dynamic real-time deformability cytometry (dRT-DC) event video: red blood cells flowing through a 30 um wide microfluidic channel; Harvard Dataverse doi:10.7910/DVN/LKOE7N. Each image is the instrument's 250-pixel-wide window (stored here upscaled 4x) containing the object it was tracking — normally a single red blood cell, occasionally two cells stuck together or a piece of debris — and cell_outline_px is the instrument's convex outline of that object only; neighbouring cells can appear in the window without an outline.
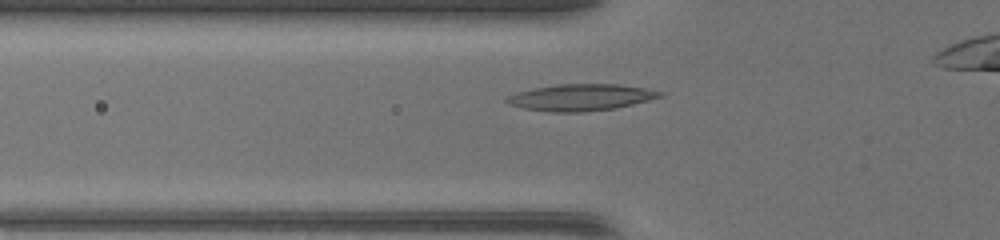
{"species": "common noctule bat (a hibernating species)", "species_latin": "Nyctalus noctula", "temperature_condition": "warm", "stored_images_in_passage": 27, "camera_frame_rate_fps": 3000, "um_per_image_px": 0.085, "animal": {"sex": "female", "body_mass_g": 17.0, "forearm_length_mm": 48.0}, "frame": {"image": 1, "passage_image": 3, "time_ms": 0.667, "image_size_px": [1000, 240], "cell_outline_px": [[664, 96], [616, 108], [580, 112], [552, 112], [524, 108], [508, 104], [504, 100], [508, 96], [516, 92], [532, 88], [556, 84], [620, 84], [644, 88], [664, 92]], "centroid_in_image_um": [49.36, 8.27], "position_along_channel_um": 76.4, "area_um2": 23.76}}
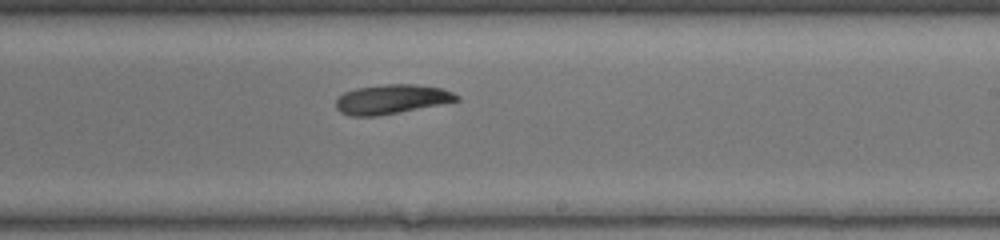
{"frame": {"image": 2, "passage_image": 15, "time_ms": 4.667, "image_size_px": [1000, 240], "cell_outline_px": [[460, 100], [400, 112], [376, 116], [348, 116], [340, 112], [336, 108], [336, 100], [344, 92], [356, 88], [384, 84], [416, 84], [440, 88], [452, 92], [460, 96]], "centroid_in_image_um": [33.26, 8.43], "position_along_channel_um": 255.7, "area_um2": 20.63}}
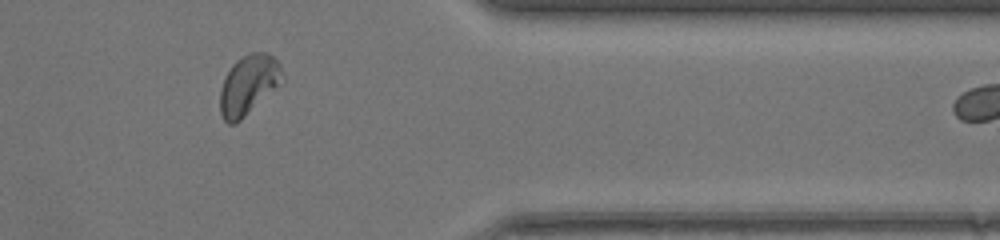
{"frame": {"image": 3, "passage_image": 25, "time_ms": 8.0, "image_size_px": [1000, 240], "cell_outline_px": [[284, 84], [236, 124], [228, 124], [224, 120], [220, 112], [220, 92], [224, 80], [232, 64], [236, 60], [252, 52], [268, 52], [280, 64], [284, 80]], "centroid_in_image_um": [21.17, 7.24], "position_along_channel_um": 390.2, "area_um2": 22.08}}